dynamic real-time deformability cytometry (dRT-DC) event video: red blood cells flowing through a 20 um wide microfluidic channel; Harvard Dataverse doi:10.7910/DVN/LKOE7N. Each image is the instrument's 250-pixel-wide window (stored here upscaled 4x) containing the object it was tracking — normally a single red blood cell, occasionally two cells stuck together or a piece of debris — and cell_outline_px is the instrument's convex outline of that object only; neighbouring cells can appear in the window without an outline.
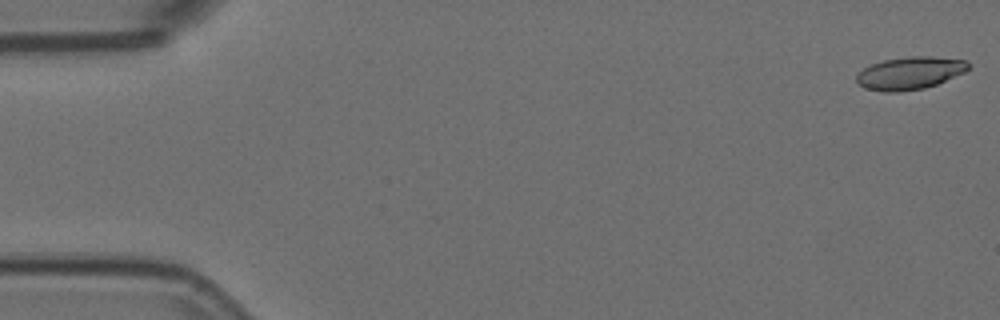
{"species": "Egyptian fruit bat (a non-hibernating species)", "species_latin": "Rousettus aegyptiacus", "temperature_condition": "room temperature", "stored_images_in_passage": 55, "camera_frame_rate_fps": 3000, "um_per_image_px": 0.085, "animal": {"sex": "female"}, "frame": {"image": 1, "passage_image": 1, "time_ms": 0.0, "image_size_px": [1000, 320], "cell_outline_px": [[968, 68], [964, 72], [936, 84], [924, 88], [896, 92], [884, 92], [864, 88], [856, 80], [856, 76], [864, 68], [872, 64], [884, 60], [908, 56], [932, 56], [964, 60], [968, 64]], "centroid_in_image_um": [77.31, 6.21], "position_along_channel_um": 7.7, "area_um2": 20.98}}
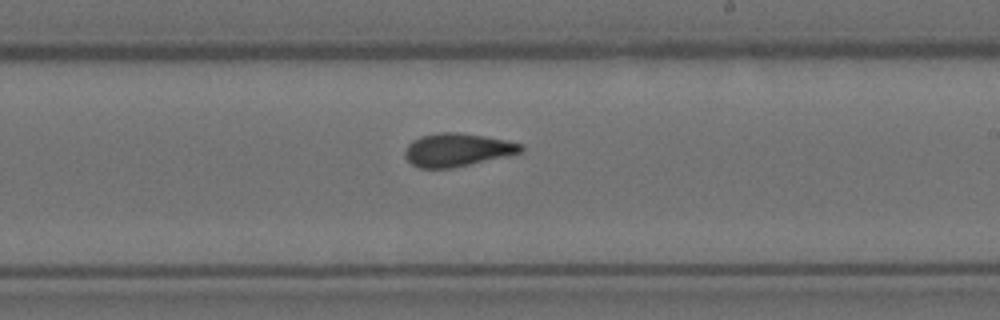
{"frame": {"image": 2, "passage_image": 32, "time_ms": 10.333, "image_size_px": [1000, 320], "cell_outline_px": [[524, 152], [452, 168], [420, 168], [412, 164], [404, 156], [404, 152], [408, 144], [412, 140], [420, 136], [440, 132], [460, 132], [484, 136], [524, 144]], "centroid_in_image_um": [38.86, 12.73], "position_along_channel_um": 250.1, "area_um2": 22.43}}
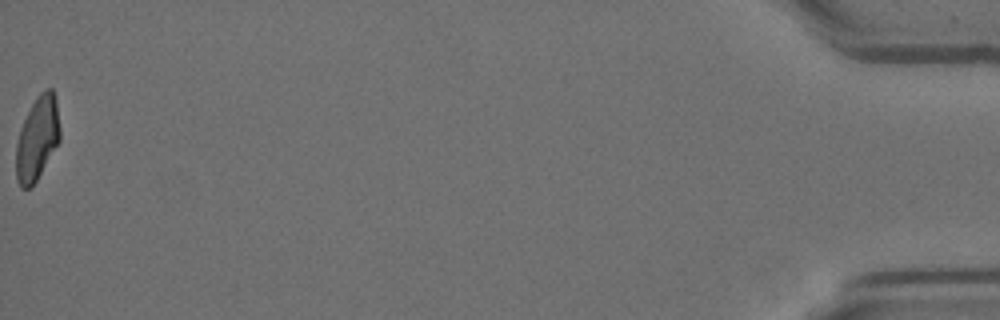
{"frame": {"image": 3, "passage_image": 55, "time_ms": 18.0, "image_size_px": [1000, 320], "cell_outline_px": [[60, 140], [36, 180], [28, 188], [20, 188], [16, 180], [16, 144], [20, 128], [36, 96], [44, 88], [52, 88], [56, 100], [60, 128]], "centroid_in_image_um": [3.16, 11.74], "position_along_channel_um": 432.0, "area_um2": 21.27}, "authors_computed_cell_mechanics": {"area_um2": 22.0218, "velocity_mm_per_s": 3.7182, "shape_relaxation_time_tau1_ms": null, "shape_relaxation_time_tau2_ms": 2.4961, "deformation_change_tau1": null, "deformation_change_tau2": 0.0942}}